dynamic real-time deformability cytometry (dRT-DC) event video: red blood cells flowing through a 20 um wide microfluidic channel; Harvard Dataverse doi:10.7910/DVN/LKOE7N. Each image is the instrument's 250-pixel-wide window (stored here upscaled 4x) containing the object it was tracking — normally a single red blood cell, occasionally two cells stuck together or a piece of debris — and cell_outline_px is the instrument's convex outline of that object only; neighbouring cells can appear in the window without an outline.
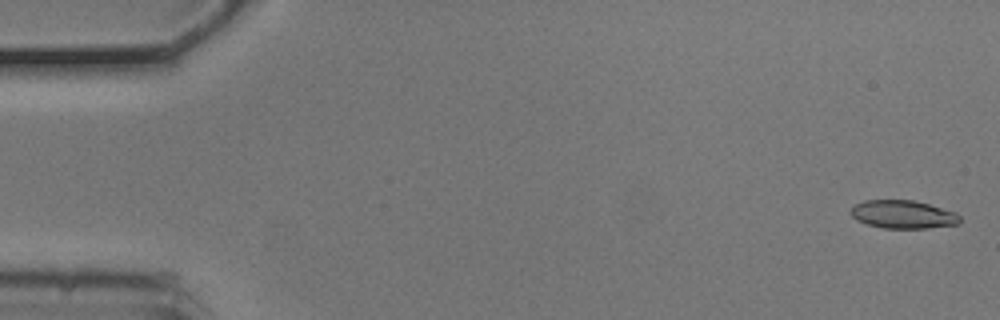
{"species": "common noctule bat (a hibernating species)", "species_latin": "Nyctalus noctula", "temperature_condition": "cold", "stored_images_in_passage": 5, "camera_frame_rate_fps": 3000, "um_per_image_px": 0.085, "animal": {"sex": "male", "body_mass_g": 20.5, "forearm_length_mm": 52.5}, "frame": {"image": 1, "passage_image": 1, "time_ms": 0.0, "image_size_px": [1000, 320], "cell_outline_px": [[960, 224], [928, 228], [880, 228], [856, 220], [852, 216], [852, 208], [856, 204], [864, 200], [912, 200], [928, 204], [956, 212], [960, 216]], "centroid_in_image_um": [76.78, 18.23], "position_along_channel_um": 8.2, "area_um2": 17.86}}
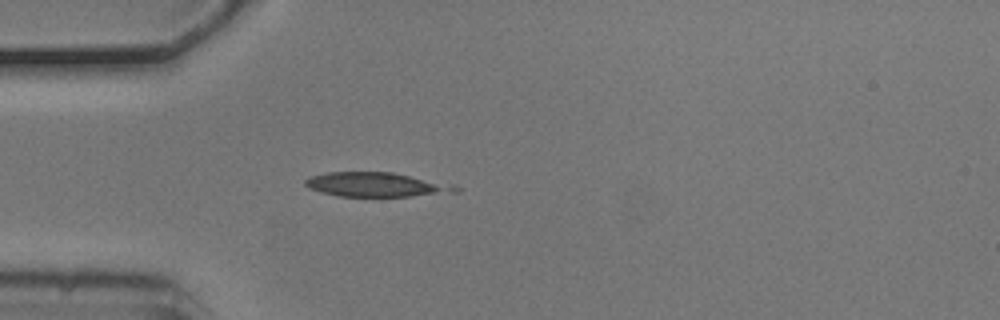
{"frame": {"image": 2, "passage_image": 5, "time_ms": 1.333, "image_size_px": [1000, 320], "cell_outline_px": [[460, 192], [408, 196], [340, 196], [320, 192], [308, 188], [304, 184], [304, 180], [308, 176], [328, 172], [392, 172], [452, 184], [460, 188]], "centroid_in_image_um": [31.95, 15.69], "position_along_channel_um": 53.0, "area_um2": 21.33}}